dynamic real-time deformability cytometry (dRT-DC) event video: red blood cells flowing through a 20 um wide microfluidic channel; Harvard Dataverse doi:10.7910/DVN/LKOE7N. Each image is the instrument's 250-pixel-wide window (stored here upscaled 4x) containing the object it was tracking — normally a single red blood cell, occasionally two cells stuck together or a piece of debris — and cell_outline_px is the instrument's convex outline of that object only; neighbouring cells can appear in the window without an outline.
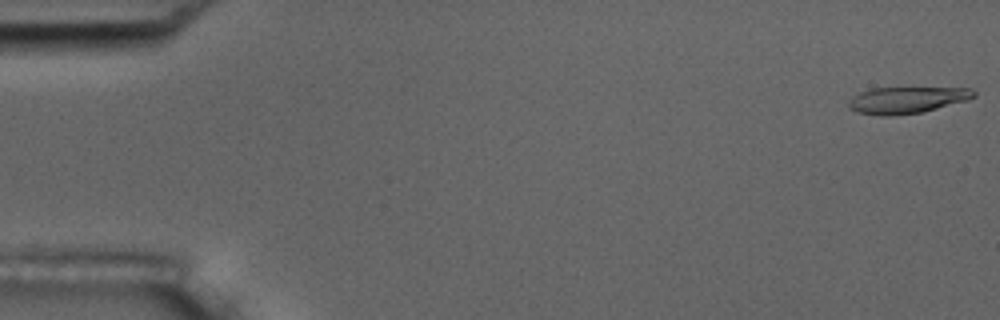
{"species": "common noctule bat (a hibernating species)", "species_latin": "Nyctalus noctula", "temperature_condition": "room temperature", "stored_images_in_passage": 15, "camera_frame_rate_fps": 3000, "um_per_image_px": 0.085, "animal": {"sex": "male", "body_mass_g": 17.5, "forearm_length_mm": 52.3}, "frame": {"image": 1, "passage_image": 1, "time_ms": 0.0, "image_size_px": [1000, 320], "cell_outline_px": [[976, 96], [968, 100], [920, 112], [892, 116], [880, 116], [856, 112], [848, 108], [848, 100], [852, 96], [860, 92], [872, 88], [972, 88], [976, 92]], "centroid_in_image_um": [77.04, 8.5], "position_along_channel_um": 8.0, "area_um2": 19.42}}
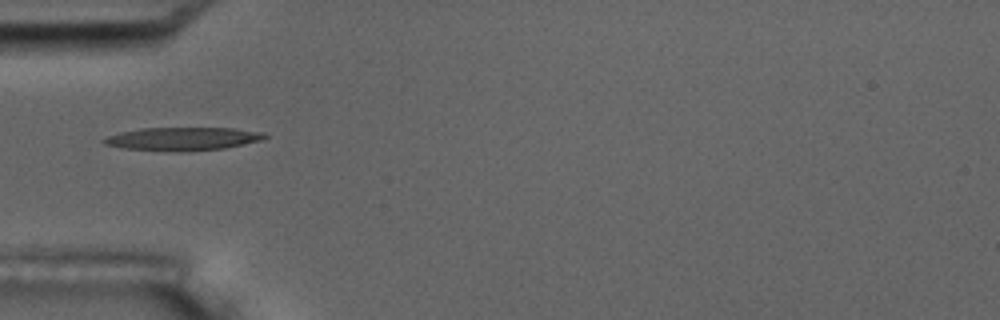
{"frame": {"image": 2, "passage_image": 5, "time_ms": 5.667, "image_size_px": [1000, 320], "cell_outline_px": [[268, 136], [260, 140], [244, 144], [224, 148], [176, 152], [124, 148], [104, 144], [100, 140], [108, 136], [120, 132], [140, 128], [232, 128], [264, 132]], "centroid_in_image_um": [15.51, 11.8], "position_along_channel_um": 69.5, "area_um2": 21.68}, "authors_computed_cell_mechanics": {"area_um2": 20.1144, "velocity_mm_per_s": 3.6156, "shape_relaxation_time_tau1_ms": null, "shape_relaxation_time_tau2_ms": 10.1965, "deformation_change_tau1": null, "deformation_change_tau2": 0.2808}}